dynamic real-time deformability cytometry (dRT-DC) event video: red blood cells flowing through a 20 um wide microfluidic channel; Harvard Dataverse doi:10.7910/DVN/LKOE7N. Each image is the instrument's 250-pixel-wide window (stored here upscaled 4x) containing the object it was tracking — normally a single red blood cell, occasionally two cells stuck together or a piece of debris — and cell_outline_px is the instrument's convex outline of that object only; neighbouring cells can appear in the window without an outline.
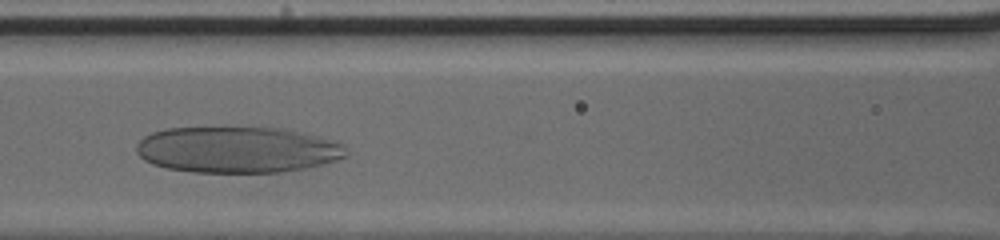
{"species": "human", "species_latin": "Homo sapiens", "temperature_condition": "cold", "stored_images_in_passage": 27, "camera_frame_rate_fps": 3000, "um_per_image_px": 0.085, "donor": {"sex": "male"}, "frame": {"image": 1, "passage_image": 13, "time_ms": 4.0, "image_size_px": [1000, 240], "cell_outline_px": [[348, 156], [336, 160], [308, 168], [280, 172], [196, 172], [168, 168], [152, 164], [144, 160], [136, 152], [136, 144], [144, 136], [152, 132], [168, 128], [280, 128], [328, 140], [340, 144], [348, 152]], "centroid_in_image_um": [20.12, 12.74], "position_along_channel_um": 146.5, "area_um2": 55.83}}
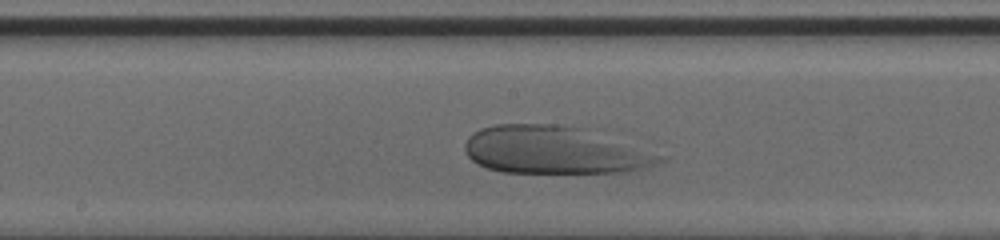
{"frame": {"image": 2, "passage_image": 17, "time_ms": 5.333, "image_size_px": [1000, 240], "cell_outline_px": [[668, 156], [664, 160], [628, 172], [504, 172], [488, 168], [476, 164], [468, 156], [464, 148], [464, 144], [468, 136], [480, 128], [496, 124], [556, 124], [604, 128]], "centroid_in_image_um": [47.31, 12.7], "position_along_channel_um": 200.9, "area_um2": 56.36}}
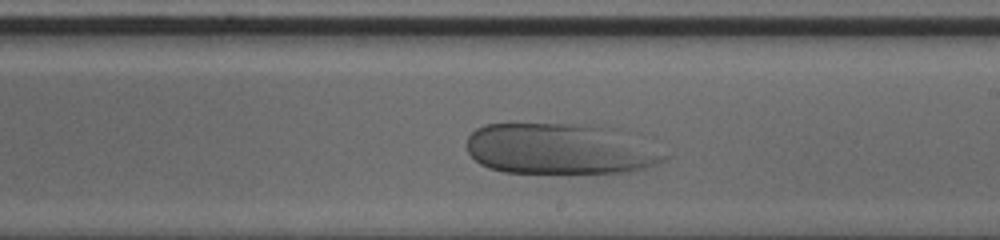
{"frame": {"image": 3, "passage_image": 20, "time_ms": 6.333, "image_size_px": [1000, 240], "cell_outline_px": [[668, 156], [664, 160], [644, 168], [628, 172], [504, 172], [488, 168], [480, 164], [468, 152], [468, 136], [476, 128], [484, 124], [604, 124], [620, 128]], "centroid_in_image_um": [47.61, 12.63], "position_along_channel_um": 241.4, "area_um2": 58.72}}